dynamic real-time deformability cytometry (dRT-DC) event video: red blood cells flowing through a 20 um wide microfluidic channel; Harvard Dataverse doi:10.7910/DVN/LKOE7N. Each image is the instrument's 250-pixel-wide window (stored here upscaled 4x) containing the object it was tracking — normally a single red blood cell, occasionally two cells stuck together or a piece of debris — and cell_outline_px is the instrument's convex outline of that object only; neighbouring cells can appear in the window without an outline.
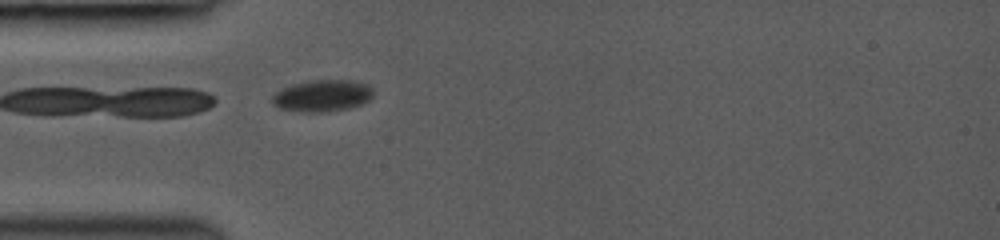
{"species": "common noctule bat (a hibernating species)", "species_latin": "Nyctalus noctula", "temperature_condition": "room temperature", "stored_images_in_passage": 14, "camera_frame_rate_fps": 3000, "um_per_image_px": 0.085, "animal": {"sex": "female", "body_mass_g": 19.0, "forearm_length_mm": 53.3}, "frame": {"image": 1, "passage_image": 1, "time_ms": 0.0, "image_size_px": [1000, 240], "cell_outline_px": [[372, 96], [364, 104], [352, 108], [324, 112], [304, 112], [280, 108], [272, 104], [272, 96], [280, 88], [292, 84], [312, 80], [352, 80], [368, 84], [372, 88]], "centroid_in_image_um": [27.41, 8.13], "position_along_channel_um": 57.6, "area_um2": 18.9}}
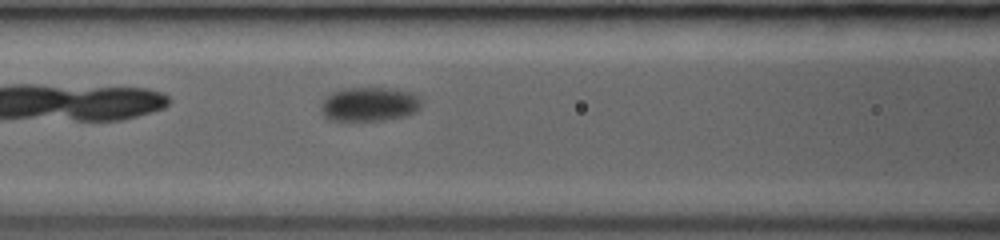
{"frame": {"image": 2, "passage_image": 9, "time_ms": 2.0, "image_size_px": [1000, 240], "cell_outline_px": [[420, 108], [416, 112], [408, 116], [384, 120], [328, 120], [320, 112], [320, 104], [324, 96], [332, 92], [344, 88], [388, 88], [412, 92], [420, 100]], "centroid_in_image_um": [31.35, 8.86], "position_along_channel_um": 135.3, "area_um2": 20.23}}
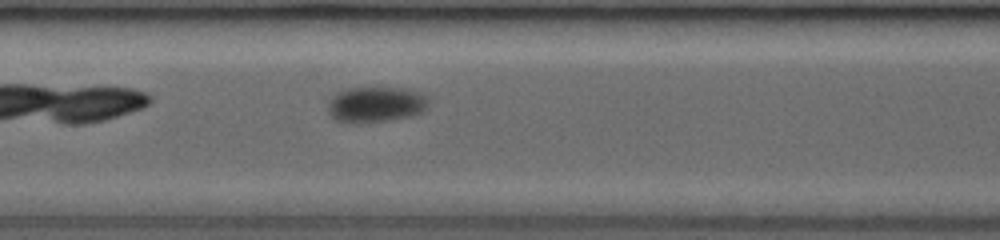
{"frame": {"image": 3, "passage_image": 12, "time_ms": 3.0, "image_size_px": [1000, 240], "cell_outline_px": [[428, 104], [424, 112], [412, 116], [388, 120], [360, 124], [352, 124], [332, 120], [328, 112], [328, 104], [332, 96], [336, 92], [348, 88], [404, 88], [420, 92], [428, 100]], "centroid_in_image_um": [31.9, 8.91], "position_along_channel_um": 175.5, "area_um2": 21.33}}